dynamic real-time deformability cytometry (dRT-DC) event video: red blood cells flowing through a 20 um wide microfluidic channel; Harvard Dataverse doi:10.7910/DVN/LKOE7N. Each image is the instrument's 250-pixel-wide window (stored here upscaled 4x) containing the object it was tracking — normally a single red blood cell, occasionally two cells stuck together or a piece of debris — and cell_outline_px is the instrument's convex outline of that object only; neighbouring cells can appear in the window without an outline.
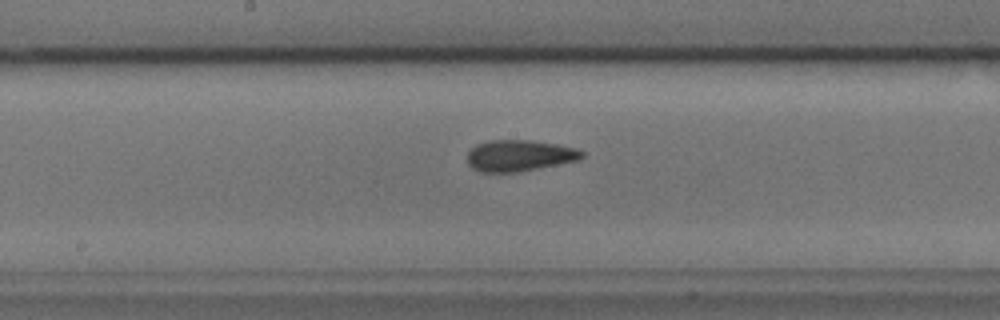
{"species": "common noctule bat (a hibernating species)", "species_latin": "Nyctalus noctula", "temperature_condition": "cold", "stored_images_in_passage": 38, "camera_frame_rate_fps": 3000, "um_per_image_px": 0.085, "animal": {"sex": "male", "body_mass_g": 17.9, "forearm_length_mm": 54.2}, "frame": {"image": 1, "passage_image": 13, "time_ms": 4.0, "image_size_px": [1000, 320], "cell_outline_px": [[584, 156], [580, 160], [516, 172], [480, 172], [472, 168], [468, 164], [468, 152], [476, 144], [492, 140], [528, 140], [556, 144], [576, 148], [584, 152]], "centroid_in_image_um": [44.15, 13.22], "position_along_channel_um": 204.1, "area_um2": 20.81}}
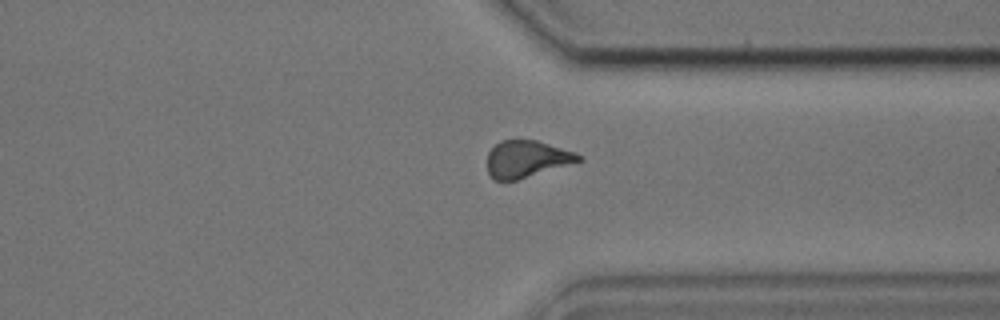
{"frame": {"image": 2, "passage_image": 26, "time_ms": 8.333, "image_size_px": [1000, 320], "cell_outline_px": [[584, 160], [516, 180], [496, 180], [488, 172], [488, 152], [500, 140], [536, 140], [576, 152], [584, 156]], "centroid_in_image_um": [44.81, 13.5], "position_along_channel_um": 366.6, "area_um2": 19.54}}
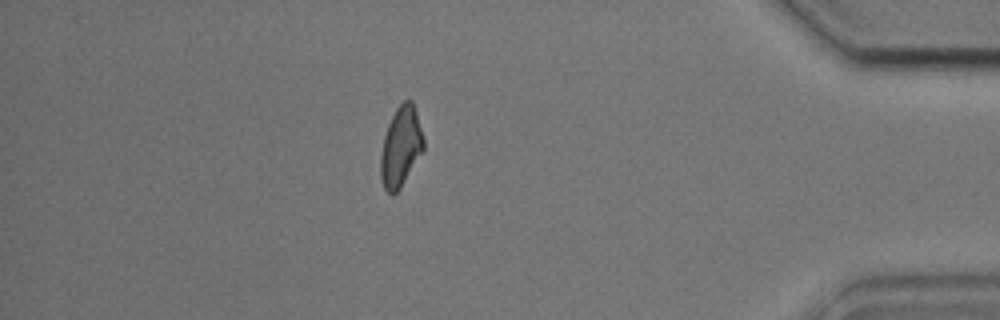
{"frame": {"image": 3, "passage_image": 32, "time_ms": 10.333, "image_size_px": [1000, 320], "cell_outline_px": [[424, 148], [400, 188], [392, 196], [384, 188], [380, 180], [380, 156], [384, 136], [388, 124], [396, 108], [404, 100], [412, 100], [416, 112], [424, 140]], "centroid_in_image_um": [34.04, 12.48], "position_along_channel_um": 401.2, "area_um2": 19.83}, "authors_computed_cell_mechanics": {"area_um2": 20.4901, "velocity_mm_per_s": 3.7757, "shape_relaxation_time_tau1_ms": 5.9245, "shape_relaxation_time_tau2_ms": 2.646, "deformation_change_tau1": 0.1313, "deformation_change_tau2": 0.0744}}